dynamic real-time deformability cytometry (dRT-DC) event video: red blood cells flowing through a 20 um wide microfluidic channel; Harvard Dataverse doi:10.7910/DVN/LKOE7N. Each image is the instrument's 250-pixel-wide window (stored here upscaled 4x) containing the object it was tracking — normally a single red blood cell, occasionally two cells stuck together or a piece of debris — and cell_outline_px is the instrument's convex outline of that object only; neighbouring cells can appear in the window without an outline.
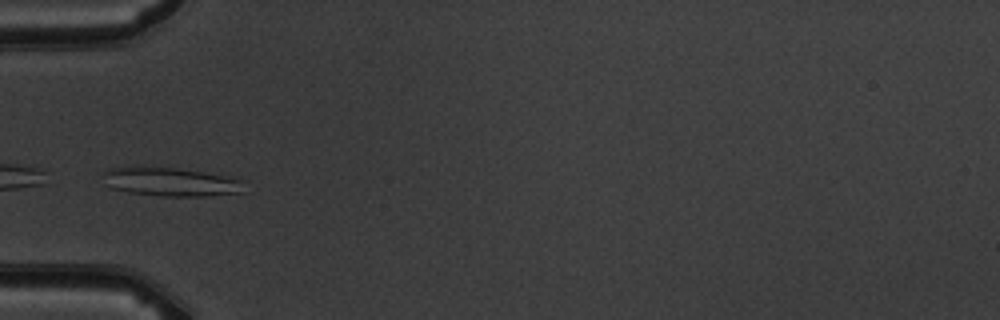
{"species": "common noctule bat (a hibernating species)", "species_latin": "Nyctalus noctula", "temperature_condition": "warm", "stored_images_in_passage": 5, "camera_frame_rate_fps": 3000, "um_per_image_px": 0.085, "animal": {"sex": "male", "body_mass_g": 19.5, "forearm_length_mm": 54.6}, "frame": {"image": 1, "passage_image": 5, "time_ms": 4.333, "image_size_px": [1000, 320], "cell_outline_px": [[248, 180], [244, 192], [208, 196], [160, 196], [128, 192], [112, 188], [104, 184], [96, 172], [108, 168], [144, 164], [176, 168], [236, 176]], "centroid_in_image_um": [14.48, 15.41], "position_along_channel_um": 70.5, "area_um2": 25.37}}